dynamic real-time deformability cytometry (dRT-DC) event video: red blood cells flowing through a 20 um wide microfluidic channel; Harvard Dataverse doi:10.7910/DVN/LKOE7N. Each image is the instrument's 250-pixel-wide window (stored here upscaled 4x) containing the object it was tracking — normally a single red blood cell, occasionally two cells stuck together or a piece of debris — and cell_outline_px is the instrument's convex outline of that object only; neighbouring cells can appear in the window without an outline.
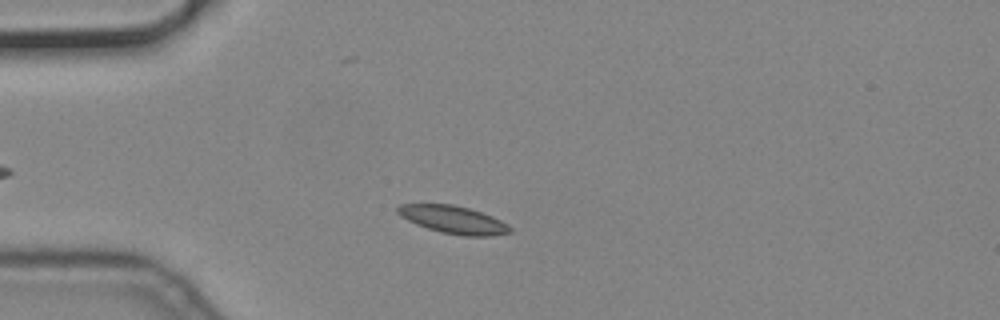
{"species": "common noctule bat (a hibernating species)", "species_latin": "Nyctalus noctula", "temperature_condition": "cold", "stored_images_in_passage": 41, "camera_frame_rate_fps": 3000, "um_per_image_px": 0.085, "animal": {"sex": "male", "body_mass_g": 19.2, "forearm_length_mm": 51.8}, "frame": {"image": 1, "passage_image": 10, "time_ms": 3.0, "image_size_px": [1000, 320], "cell_outline_px": [[512, 232], [492, 236], [464, 236], [440, 232], [416, 224], [400, 216], [396, 212], [396, 208], [400, 204], [452, 204], [468, 208], [492, 216], [508, 224], [512, 228]], "centroid_in_image_um": [38.54, 18.68], "position_along_channel_um": 46.5, "area_um2": 18.15}}
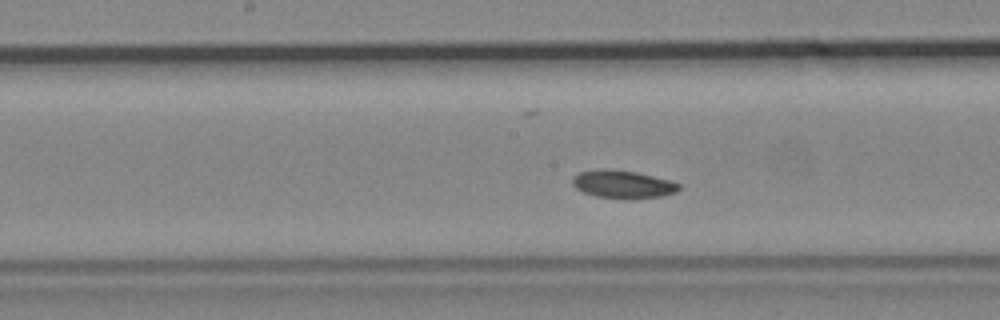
{"frame": {"image": 2, "passage_image": 24, "time_ms": 7.667, "image_size_px": [1000, 320], "cell_outline_px": [[680, 188], [676, 192], [664, 196], [632, 200], [596, 196], [584, 192], [576, 188], [572, 184], [572, 176], [580, 172], [604, 168], [636, 172], [668, 180], [680, 184]], "centroid_in_image_um": [52.94, 15.68], "position_along_channel_um": 195.3, "area_um2": 17.46}}
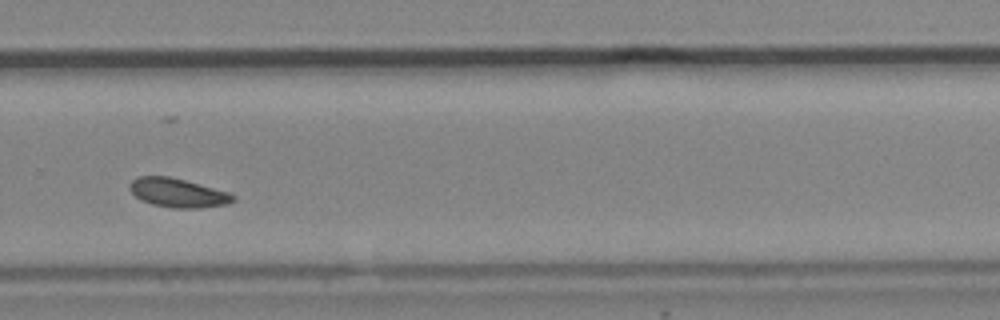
{"frame": {"image": 3, "passage_image": 34, "time_ms": 11.0, "image_size_px": [1000, 320], "cell_outline_px": [[236, 200], [228, 204], [200, 208], [172, 208], [152, 204], [140, 200], [128, 188], [128, 184], [136, 176], [168, 176], [184, 180], [228, 192], [236, 196]], "centroid_in_image_um": [15.1, 16.39], "position_along_channel_um": 314.7, "area_um2": 17.51}}